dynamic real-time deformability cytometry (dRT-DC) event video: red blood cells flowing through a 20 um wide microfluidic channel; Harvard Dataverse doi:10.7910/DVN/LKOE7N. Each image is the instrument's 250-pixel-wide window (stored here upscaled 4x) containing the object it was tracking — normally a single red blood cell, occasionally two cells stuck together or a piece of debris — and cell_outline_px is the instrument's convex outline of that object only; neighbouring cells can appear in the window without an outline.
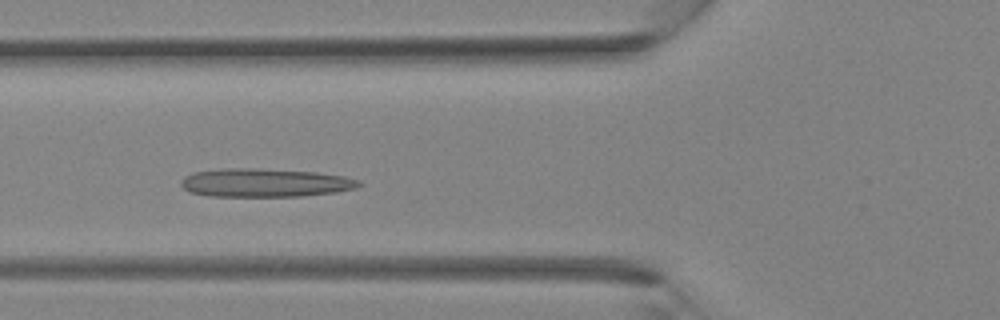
{"species": "Egyptian fruit bat (a non-hibernating species)", "species_latin": "Rousettus aegyptiacus", "temperature_condition": "room temperature", "stored_images_in_passage": 13, "camera_frame_rate_fps": 3000, "um_per_image_px": 0.085, "animal": {"sex": "female"}, "frame": {"image": 1, "passage_image": 11, "time_ms": 3.333, "image_size_px": [1000, 320], "cell_outline_px": [[364, 184], [356, 188], [336, 192], [304, 196], [208, 196], [188, 192], [180, 184], [180, 180], [184, 176], [196, 172], [224, 168], [252, 168], [316, 172], [344, 176], [360, 180]], "centroid_in_image_um": [22.53, 15.54], "position_along_channel_um": 103.3, "area_um2": 29.65}}
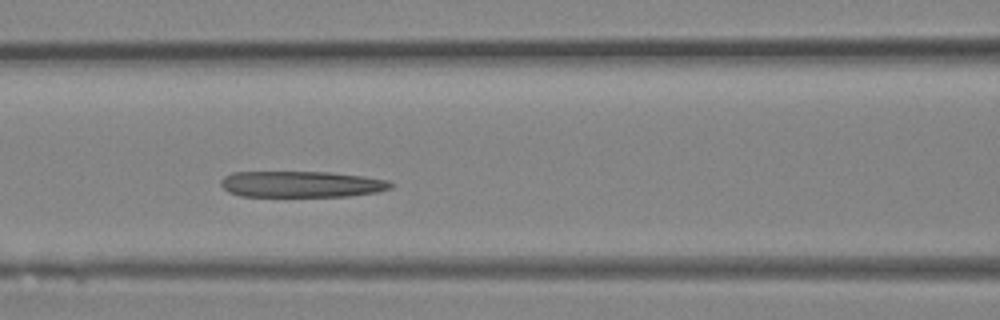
{"frame": {"image": 2, "passage_image": 13, "time_ms": 4.0, "image_size_px": [1000, 320], "cell_outline_px": [[396, 184], [392, 188], [376, 192], [348, 196], [240, 196], [228, 192], [220, 184], [220, 180], [224, 176], [232, 172], [332, 172], [364, 176], [388, 180]], "centroid_in_image_um": [25.64, 15.65], "position_along_channel_um": 141.0, "area_um2": 26.13}}